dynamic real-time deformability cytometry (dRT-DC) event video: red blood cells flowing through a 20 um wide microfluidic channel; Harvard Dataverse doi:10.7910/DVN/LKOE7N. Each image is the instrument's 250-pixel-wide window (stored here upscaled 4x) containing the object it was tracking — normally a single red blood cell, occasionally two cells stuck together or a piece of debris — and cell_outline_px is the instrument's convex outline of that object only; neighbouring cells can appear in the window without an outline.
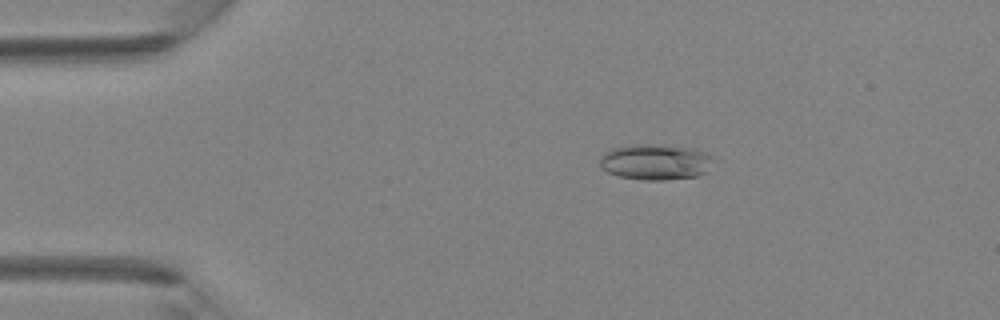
{"species": "Egyptian fruit bat (a non-hibernating species)", "species_latin": "Rousettus aegyptiacus", "temperature_condition": "room temperature", "stored_images_in_passage": 43, "camera_frame_rate_fps": 3000, "um_per_image_px": 0.085, "animal": {"sex": "female"}, "frame": {"image": 1, "passage_image": 7, "time_ms": 2.0, "image_size_px": [1000, 320], "cell_outline_px": [[712, 160], [704, 172], [696, 176], [664, 180], [644, 180], [616, 176], [600, 168], [600, 160], [604, 152], [612, 148], [632, 144], [660, 144], [692, 148], [704, 152]], "centroid_in_image_um": [55.62, 13.76], "position_along_channel_um": 29.4, "area_um2": 23.52}}
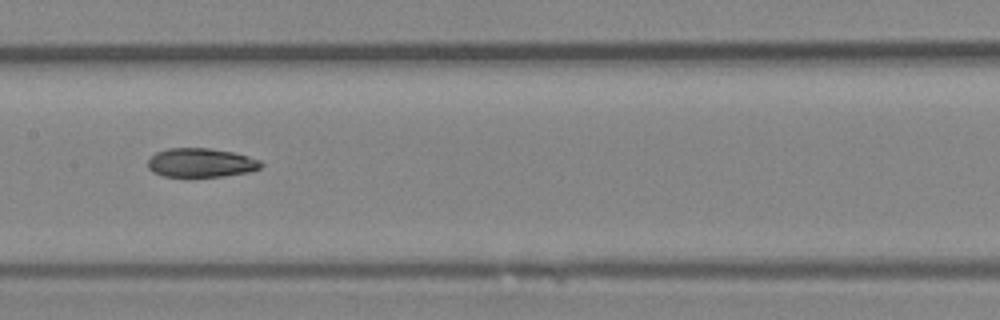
{"frame": {"image": 2, "passage_image": 21, "time_ms": 6.667, "image_size_px": [1000, 320], "cell_outline_px": [[264, 164], [260, 168], [248, 172], [224, 176], [164, 176], [152, 172], [148, 168], [148, 160], [156, 152], [168, 148], [208, 148], [232, 152], [248, 156], [260, 160]], "centroid_in_image_um": [17.08, 13.83], "position_along_channel_um": 190.3, "area_um2": 19.02}}
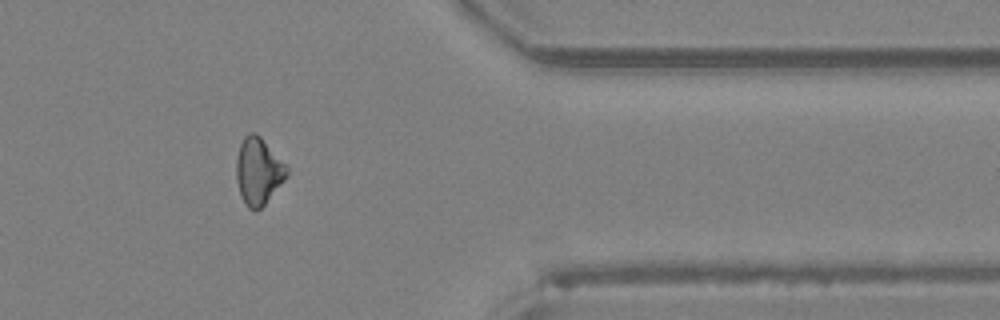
{"frame": {"image": 3, "passage_image": 35, "time_ms": 11.333, "image_size_px": [1000, 320], "cell_outline_px": [[288, 176], [264, 204], [256, 212], [248, 208], [244, 204], [240, 196], [236, 180], [236, 160], [240, 144], [244, 136], [248, 132], [256, 132], [288, 164]], "centroid_in_image_um": [21.97, 14.54], "position_along_channel_um": 389.4, "area_um2": 20.11}}